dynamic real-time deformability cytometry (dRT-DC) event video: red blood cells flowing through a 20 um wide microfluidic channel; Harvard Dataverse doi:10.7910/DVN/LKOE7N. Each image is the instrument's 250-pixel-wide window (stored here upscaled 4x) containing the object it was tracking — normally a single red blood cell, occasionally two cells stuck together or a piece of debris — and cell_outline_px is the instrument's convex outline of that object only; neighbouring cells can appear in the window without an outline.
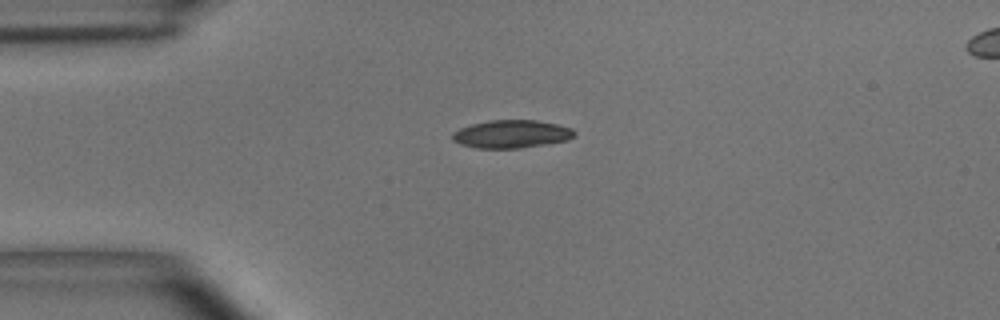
{"species": "common noctule bat (a hibernating species)", "species_latin": "Nyctalus noctula", "temperature_condition": "room temperature", "stored_images_in_passage": 43, "camera_frame_rate_fps": 3000, "um_per_image_px": 0.085, "animal": {"sex": "male", "body_mass_g": 15.6}, "frame": {"image": 1, "passage_image": 1, "time_ms": 0.0, "image_size_px": [1000, 320], "cell_outline_px": [[576, 136], [568, 140], [520, 148], [476, 148], [460, 144], [452, 140], [452, 132], [460, 128], [472, 124], [488, 120], [536, 120], [556, 124], [572, 128], [576, 132]], "centroid_in_image_um": [43.48, 11.39], "position_along_channel_um": 41.5, "area_um2": 19.94}}
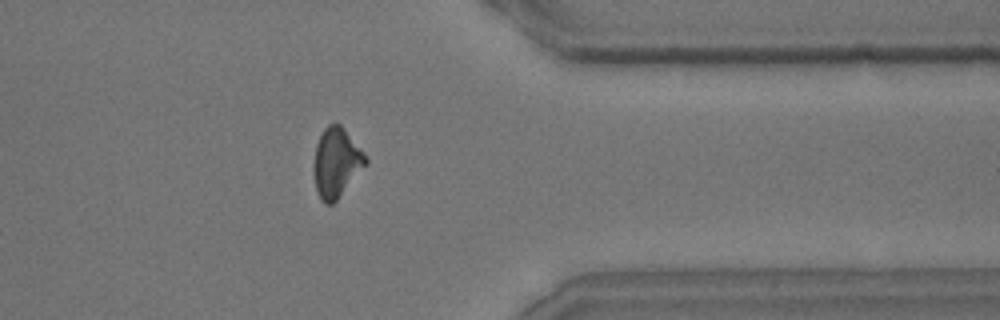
{"frame": {"image": 2, "passage_image": 32, "time_ms": 10.333, "image_size_px": [1000, 320], "cell_outline_px": [[368, 160], [336, 200], [332, 204], [324, 204], [320, 200], [316, 192], [312, 172], [312, 168], [316, 144], [324, 128], [328, 124], [340, 124], [364, 152]], "centroid_in_image_um": [28.53, 13.83], "position_along_channel_um": 382.9, "area_um2": 20.81}}
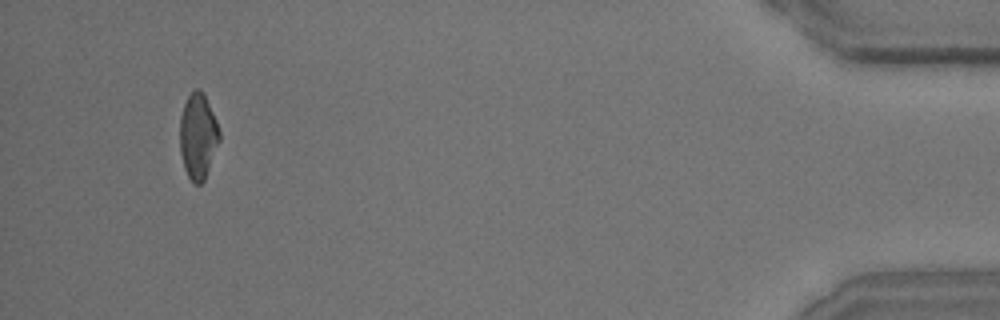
{"frame": {"image": 3, "passage_image": 40, "time_ms": 13.0, "image_size_px": [1000, 320], "cell_outline_px": [[220, 140], [204, 180], [200, 184], [196, 184], [188, 176], [184, 168], [180, 152], [180, 116], [184, 104], [188, 96], [196, 88], [200, 88], [204, 92], [216, 120], [220, 132]], "centroid_in_image_um": [16.83, 11.54], "position_along_channel_um": 418.4, "area_um2": 19.71}, "authors_computed_cell_mechanics": {"area_um2": 20.1722, "velocity_mm_per_s": 3.6207, "shape_relaxation_time_tau1_ms": 4.9567, "shape_relaxation_time_tau2_ms": 2.7112, "deformation_change_tau1": 0.1539, "deformation_change_tau2": 0.0862}}